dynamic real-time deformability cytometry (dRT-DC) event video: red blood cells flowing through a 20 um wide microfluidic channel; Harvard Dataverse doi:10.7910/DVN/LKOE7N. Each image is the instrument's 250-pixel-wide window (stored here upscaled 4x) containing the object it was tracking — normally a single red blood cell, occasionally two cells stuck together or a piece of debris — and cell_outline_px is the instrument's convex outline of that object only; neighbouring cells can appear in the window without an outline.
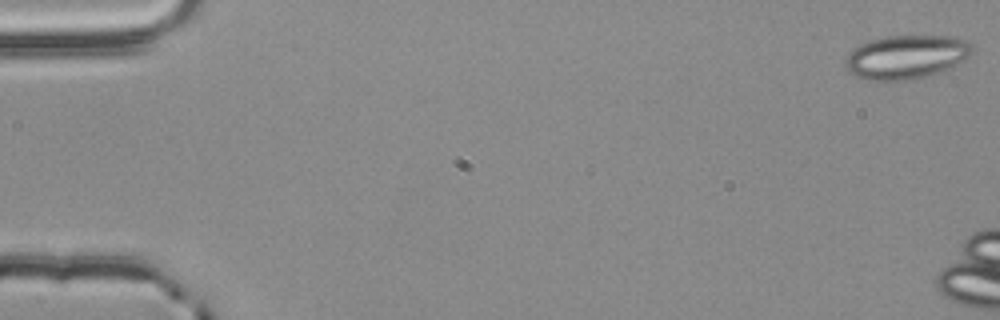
{"species": "common noctule bat (a hibernating species)", "species_latin": "Nyctalus noctula", "temperature_condition": "room temperature", "stored_images_in_passage": 7, "camera_frame_rate_fps": 3000, "um_per_image_px": 0.085, "animal": {"sex": "male", "body_mass_g": 20.4}, "frame": {"image": 1, "passage_image": 1, "time_ms": 0.0, "image_size_px": [1000, 320], "cell_outline_px": [[972, 52], [964, 60], [948, 68], [924, 76], [904, 80], [868, 80], [856, 76], [844, 64], [844, 60], [848, 52], [852, 48], [860, 44], [872, 40], [888, 36], [956, 36], [972, 44]], "centroid_in_image_um": [77.0, 4.82], "position_along_channel_um": 8.0, "area_um2": 31.96}}